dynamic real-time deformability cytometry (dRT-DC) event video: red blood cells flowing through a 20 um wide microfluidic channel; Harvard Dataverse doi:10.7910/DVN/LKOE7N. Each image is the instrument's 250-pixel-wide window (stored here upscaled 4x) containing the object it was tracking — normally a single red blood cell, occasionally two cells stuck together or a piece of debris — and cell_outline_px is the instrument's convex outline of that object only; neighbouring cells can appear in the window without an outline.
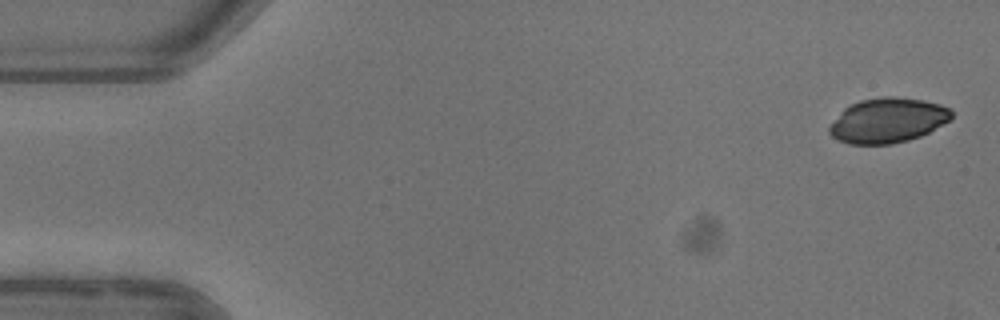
{"species": "common noctule bat (a hibernating species)", "species_latin": "Nyctalus noctula", "temperature_condition": "warm", "stored_images_in_passage": 6, "camera_frame_rate_fps": 3000, "um_per_image_px": 0.085, "animal": {"sex": "female"}, "frame": {"image": 1, "passage_image": 1, "time_ms": 0.0, "image_size_px": [1000, 320], "cell_outline_px": [[952, 120], [920, 136], [908, 140], [892, 144], [848, 144], [832, 136], [828, 132], [828, 128], [844, 108], [860, 100], [880, 96], [896, 96], [924, 100], [940, 104], [952, 108]], "centroid_in_image_um": [75.49, 10.22], "position_along_channel_um": 9.5, "area_um2": 32.08}}